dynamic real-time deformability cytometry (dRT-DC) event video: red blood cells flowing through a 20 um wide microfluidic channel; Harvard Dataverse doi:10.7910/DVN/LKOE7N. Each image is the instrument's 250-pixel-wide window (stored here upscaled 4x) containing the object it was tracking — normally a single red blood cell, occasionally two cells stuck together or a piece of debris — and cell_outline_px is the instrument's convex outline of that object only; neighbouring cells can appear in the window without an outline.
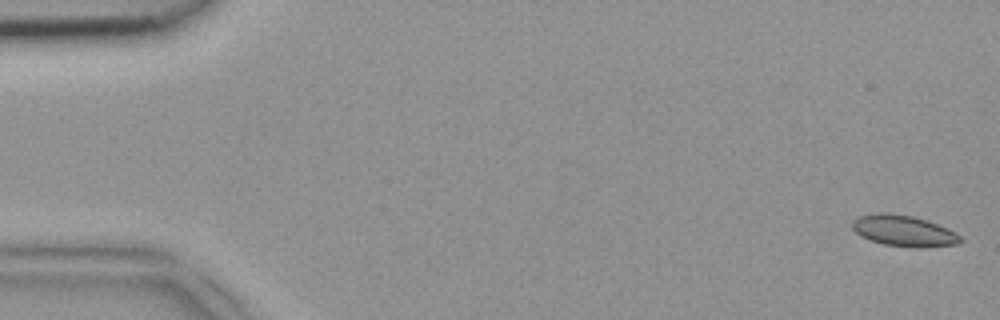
{"species": "common noctule bat (a hibernating species)", "species_latin": "Nyctalus noctula", "temperature_condition": "room temperature", "stored_images_in_passage": 49, "camera_frame_rate_fps": 3000, "um_per_image_px": 0.085, "animal": {"sex": "female", "body_mass_g": 18.4}, "frame": {"image": 1, "passage_image": 1, "time_ms": 0.0, "image_size_px": [1000, 320], "cell_outline_px": [[964, 240], [956, 244], [924, 248], [912, 248], [884, 244], [860, 236], [852, 228], [852, 220], [860, 216], [880, 212], [888, 212], [912, 216], [928, 220], [948, 228], [956, 232]], "centroid_in_image_um": [76.84, 19.62], "position_along_channel_um": 8.2, "area_um2": 19.77}}
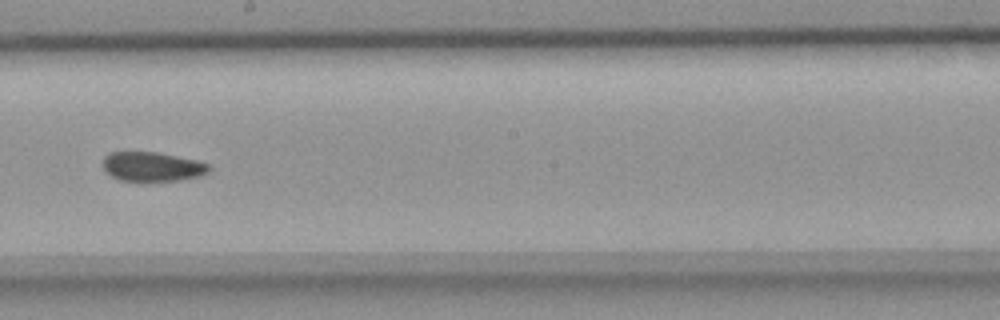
{"frame": {"image": 2, "passage_image": 28, "time_ms": 9.0, "image_size_px": [1000, 320], "cell_outline_px": [[212, 168], [208, 172], [200, 176], [180, 180], [140, 184], [136, 184], [120, 180], [104, 172], [104, 156], [112, 152], [156, 152], [196, 160], [208, 164]], "centroid_in_image_um": [12.92, 14.22], "position_along_channel_um": 235.3, "area_um2": 18.84}}
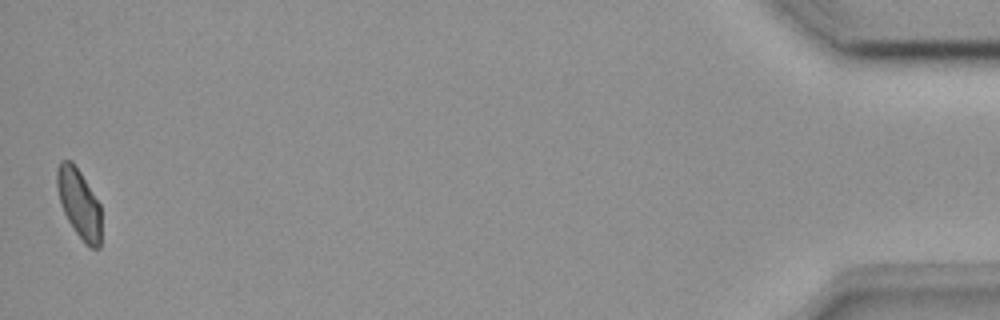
{"frame": {"image": 3, "passage_image": 49, "time_ms": 16.0, "image_size_px": [1000, 320], "cell_outline_px": [[100, 248], [92, 248], [84, 244], [68, 220], [60, 204], [56, 184], [56, 168], [60, 160], [72, 160], [80, 172], [100, 204]], "centroid_in_image_um": [6.7, 17.27], "position_along_channel_um": 428.5, "area_um2": 17.86}}